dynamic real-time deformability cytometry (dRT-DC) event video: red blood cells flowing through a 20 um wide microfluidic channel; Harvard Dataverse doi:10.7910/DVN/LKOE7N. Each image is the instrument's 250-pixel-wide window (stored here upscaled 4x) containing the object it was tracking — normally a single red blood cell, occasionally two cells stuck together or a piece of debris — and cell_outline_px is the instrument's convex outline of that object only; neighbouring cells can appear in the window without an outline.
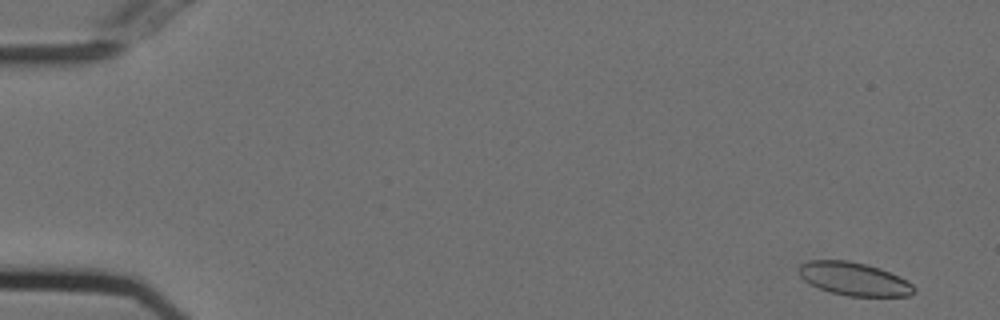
{"species": "Egyptian fruit bat (a non-hibernating species)", "species_latin": "Rousettus aegyptiacus", "temperature_condition": "cold", "stored_images_in_passage": 54, "camera_frame_rate_fps": 3000, "um_per_image_px": 0.085, "animal": {"sex": "female"}, "frame": {"image": 1, "passage_image": 2, "time_ms": 0.333, "image_size_px": [1000, 320], "cell_outline_px": [[916, 292], [908, 296], [848, 296], [832, 292], [820, 288], [804, 280], [800, 276], [800, 264], [808, 260], [848, 260], [868, 264], [880, 268], [912, 284], [916, 288]], "centroid_in_image_um": [72.6, 23.7], "position_along_channel_um": 12.4, "area_um2": 22.02}}
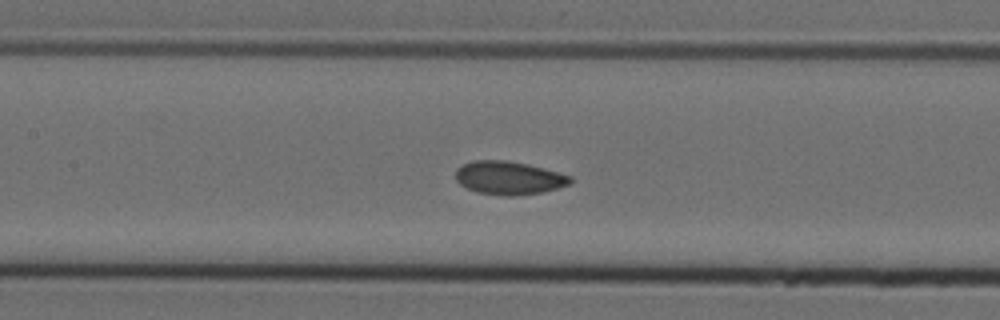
{"frame": {"image": 2, "passage_image": 25, "time_ms": 8.0, "image_size_px": [1000, 320], "cell_outline_px": [[572, 180], [568, 184], [544, 192], [516, 196], [500, 196], [476, 192], [460, 184], [456, 180], [456, 168], [472, 160], [508, 160], [528, 164], [572, 176]], "centroid_in_image_um": [43.23, 15.12], "position_along_channel_um": 164.2, "area_um2": 22.37}}
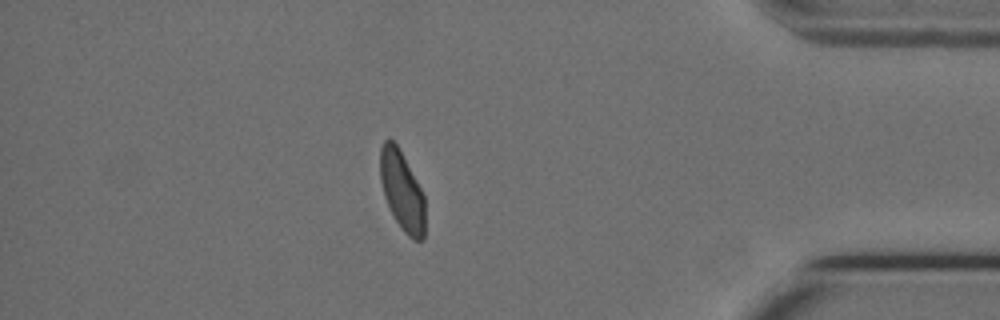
{"frame": {"image": 3, "passage_image": 47, "time_ms": 15.333, "image_size_px": [1000, 320], "cell_outline_px": [[424, 240], [412, 240], [404, 232], [396, 220], [384, 196], [380, 180], [380, 148], [384, 140], [392, 140], [396, 144], [420, 188], [424, 196]], "centroid_in_image_um": [34.16, 16.25], "position_along_channel_um": 401.0, "area_um2": 20.29}, "authors_computed_cell_mechanics": {"area_um2": 22.1374, "velocity_mm_per_s": 3.7192, "shape_relaxation_time_tau1_ms": 9.1446, "shape_relaxation_time_tau2_ms": 5.8778, "deformation_change_tau1": 0.1315, "deformation_change_tau2": 0.076}}